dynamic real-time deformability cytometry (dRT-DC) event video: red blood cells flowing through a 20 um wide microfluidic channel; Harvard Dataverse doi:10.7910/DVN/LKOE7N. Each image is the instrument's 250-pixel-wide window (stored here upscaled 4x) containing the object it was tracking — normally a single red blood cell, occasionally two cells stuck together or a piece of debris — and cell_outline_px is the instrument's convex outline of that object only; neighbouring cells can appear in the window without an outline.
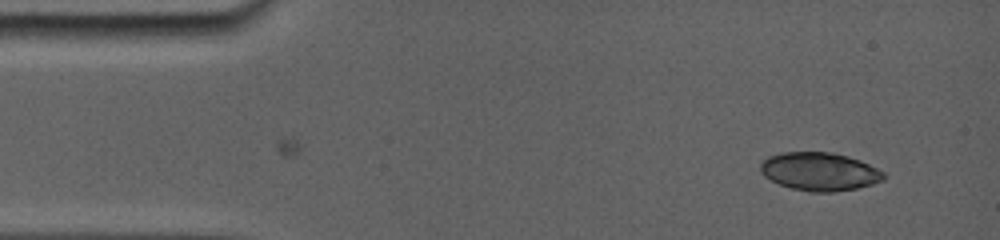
{"species": "common noctule bat (a hibernating species)", "species_latin": "Nyctalus noctula", "temperature_condition": "room temperature", "stored_images_in_passage": 5, "camera_frame_rate_fps": 5000, "um_per_image_px": 0.085, "animal": {"sex": "female", "body_mass_g": 19.0, "forearm_length_mm": 56.7}, "frame": {"image": 1, "passage_image": 1, "time_ms": 0.0, "image_size_px": [1000, 240], "cell_outline_px": [[884, 180], [872, 184], [856, 188], [832, 192], [808, 192], [792, 188], [780, 184], [764, 176], [760, 168], [760, 164], [764, 160], [772, 156], [788, 152], [824, 152], [844, 156], [868, 164], [884, 172]], "centroid_in_image_um": [69.66, 14.6], "position_along_channel_um": 15.3, "area_um2": 26.82}}
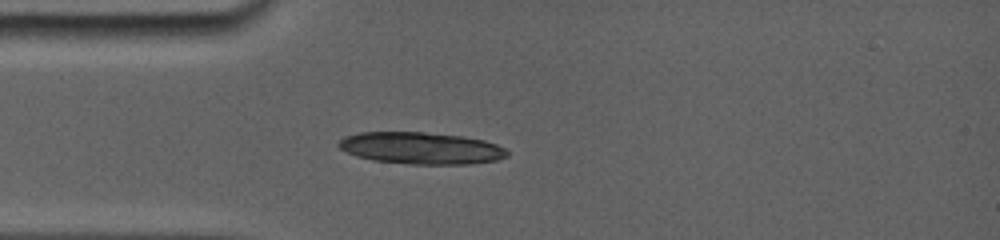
{"frame": {"image": 2, "passage_image": 5, "time_ms": 3.0, "image_size_px": [1000, 240], "cell_outline_px": [[508, 156], [496, 160], [468, 164], [408, 164], [372, 160], [356, 156], [340, 148], [340, 140], [348, 136], [364, 132], [420, 132], [456, 136], [480, 140], [504, 148], [508, 152]], "centroid_in_image_um": [35.77, 12.61], "position_along_channel_um": 49.2, "area_um2": 30.58}}